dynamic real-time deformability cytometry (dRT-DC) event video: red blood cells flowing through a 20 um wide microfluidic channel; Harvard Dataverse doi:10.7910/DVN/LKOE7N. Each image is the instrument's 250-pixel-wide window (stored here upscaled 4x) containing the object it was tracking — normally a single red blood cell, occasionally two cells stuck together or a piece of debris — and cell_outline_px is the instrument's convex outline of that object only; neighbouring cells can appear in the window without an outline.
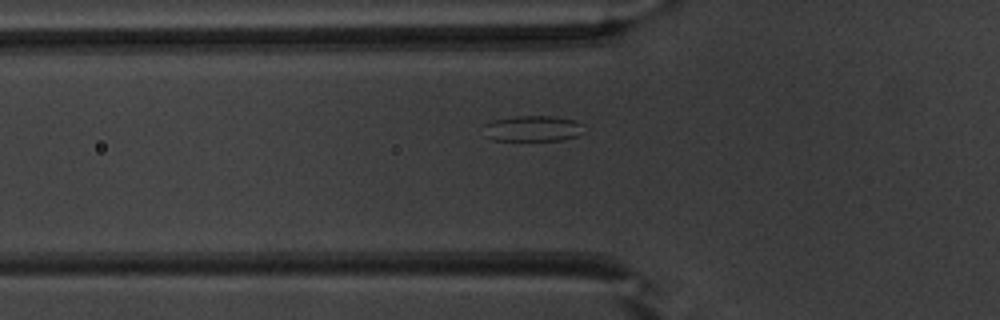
{"species": "common noctule bat (a hibernating species)", "species_latin": "Nyctalus noctula", "temperature_condition": "warm", "stored_images_in_passage": 38, "camera_frame_rate_fps": 3000, "um_per_image_px": 0.085, "animal": {"sex": "male", "body_mass_g": 20.1, "forearm_length_mm": 53.5}, "frame": {"image": 1, "passage_image": 5, "time_ms": 1.333, "image_size_px": [1000, 320], "cell_outline_px": [[584, 124], [576, 136], [564, 140], [492, 140], [484, 136], [484, 124], [492, 120], [516, 116], [552, 116], [572, 120]], "centroid_in_image_um": [45.21, 10.92], "position_along_channel_um": 80.6, "area_um2": 14.97}}
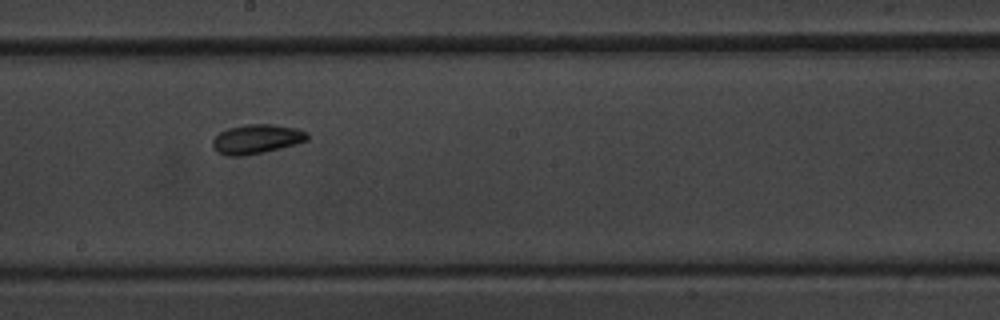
{"frame": {"image": 2, "passage_image": 16, "time_ms": 5.0, "image_size_px": [1000, 320], "cell_outline_px": [[308, 140], [296, 144], [244, 156], [228, 156], [216, 152], [212, 148], [212, 140], [220, 132], [228, 128], [244, 124], [272, 124], [296, 128], [308, 132]], "centroid_in_image_um": [21.78, 11.81], "position_along_channel_um": 226.4, "area_um2": 16.24}}
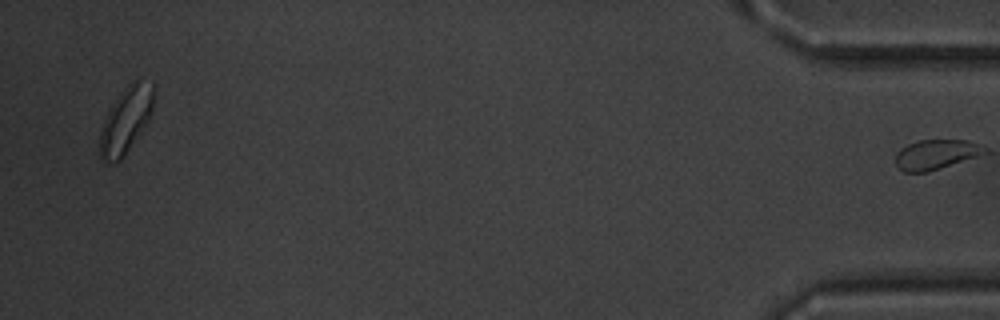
{"frame": {"image": 3, "passage_image": 37, "time_ms": 12.0, "image_size_px": [1000, 320], "cell_outline_px": [[152, 112], [148, 120], [124, 156], [116, 164], [108, 164], [100, 160], [100, 132], [104, 120], [112, 104], [128, 84], [132, 80], [136, 80], [152, 84]], "centroid_in_image_um": [10.65, 10.28], "position_along_channel_um": 424.5, "area_um2": 20.23}}